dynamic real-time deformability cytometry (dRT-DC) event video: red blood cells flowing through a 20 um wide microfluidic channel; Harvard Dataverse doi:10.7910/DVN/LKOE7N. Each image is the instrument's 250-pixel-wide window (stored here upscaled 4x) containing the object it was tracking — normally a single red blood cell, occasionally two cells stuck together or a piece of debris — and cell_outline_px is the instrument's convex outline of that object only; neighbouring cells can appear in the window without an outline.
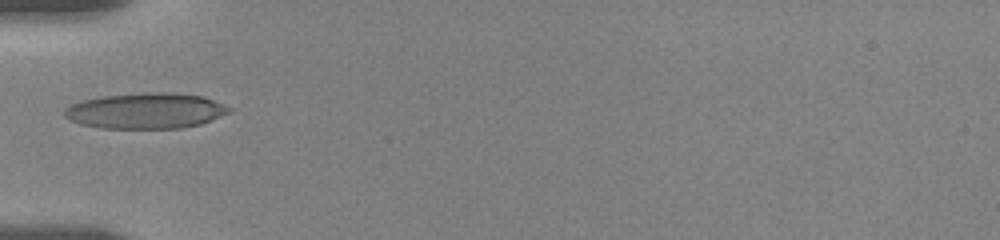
{"species": "human", "species_latin": "Homo sapiens", "temperature_condition": "room temperature", "stored_images_in_passage": 11, "camera_frame_rate_fps": 3000, "um_per_image_px": 0.085, "donor": {"sex": "female"}, "frame": {"image": 1, "passage_image": 1, "time_ms": 0.0, "image_size_px": [1000, 240], "cell_outline_px": [[232, 112], [200, 124], [180, 128], [100, 128], [80, 124], [68, 120], [64, 116], [64, 108], [72, 104], [84, 100], [104, 96], [144, 92], [172, 92], [204, 96], [224, 104], [232, 108]], "centroid_in_image_um": [12.41, 9.41], "position_along_channel_um": 72.6, "area_um2": 34.45}}
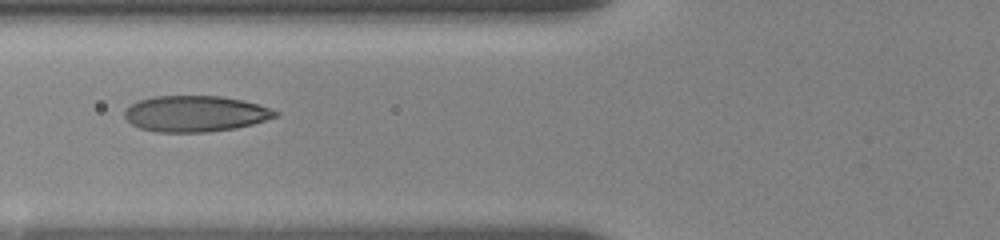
{"frame": {"image": 2, "passage_image": 5, "time_ms": 1.0, "image_size_px": [1000, 240], "cell_outline_px": [[280, 116], [252, 124], [236, 128], [208, 132], [156, 132], [140, 128], [132, 124], [124, 116], [124, 112], [132, 104], [140, 100], [152, 96], [220, 96], [244, 100], [280, 112]], "centroid_in_image_um": [16.62, 9.67], "position_along_channel_um": 109.2, "area_um2": 31.62}}
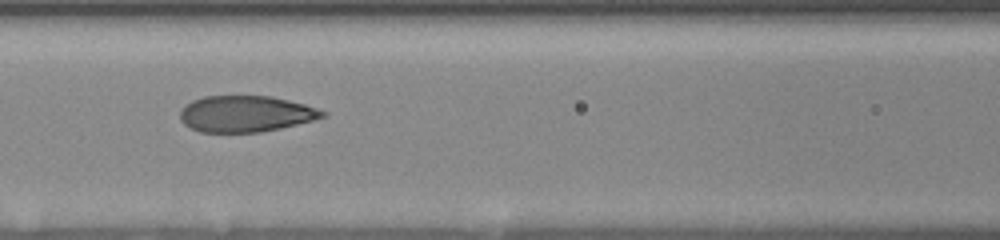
{"frame": {"image": 3, "passage_image": 10, "time_ms": 2.0, "image_size_px": [1000, 240], "cell_outline_px": [[328, 116], [280, 128], [260, 132], [200, 132], [184, 124], [180, 120], [180, 112], [184, 104], [192, 100], [204, 96], [272, 96], [304, 104], [328, 112]], "centroid_in_image_um": [20.87, 9.67], "position_along_channel_um": 145.7, "area_um2": 30.11}}